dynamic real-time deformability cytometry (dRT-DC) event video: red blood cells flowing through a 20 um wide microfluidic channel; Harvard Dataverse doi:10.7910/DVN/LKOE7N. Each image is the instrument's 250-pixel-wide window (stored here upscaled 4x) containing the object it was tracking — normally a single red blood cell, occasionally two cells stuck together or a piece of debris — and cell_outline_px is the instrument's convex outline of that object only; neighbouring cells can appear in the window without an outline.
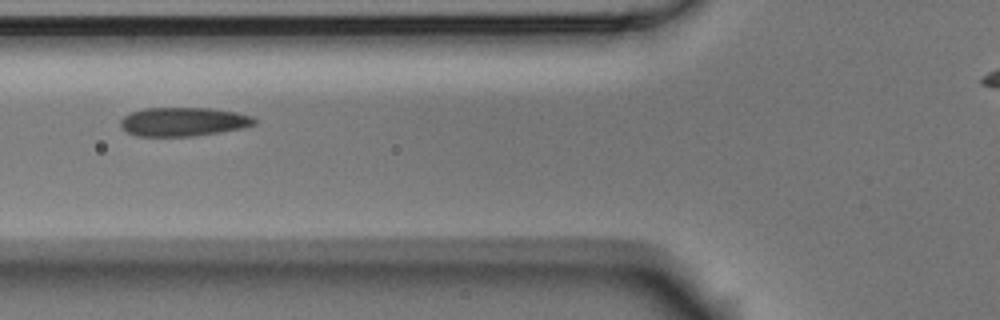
{"species": "Egyptian fruit bat (a non-hibernating species)", "species_latin": "Rousettus aegyptiacus", "temperature_condition": "room temperature", "stored_images_in_passage": 2, "camera_frame_rate_fps": 3000, "um_per_image_px": 0.085, "animal": {"sex": "male"}, "frame": {"image": 1, "passage_image": 2, "time_ms": 0.333, "image_size_px": [1000, 320], "cell_outline_px": [[256, 124], [244, 128], [196, 136], [136, 136], [120, 128], [120, 120], [124, 116], [132, 112], [144, 108], [208, 108], [236, 112], [252, 116], [256, 120]], "centroid_in_image_um": [15.58, 10.35], "position_along_channel_um": 110.2, "area_um2": 22.6}}